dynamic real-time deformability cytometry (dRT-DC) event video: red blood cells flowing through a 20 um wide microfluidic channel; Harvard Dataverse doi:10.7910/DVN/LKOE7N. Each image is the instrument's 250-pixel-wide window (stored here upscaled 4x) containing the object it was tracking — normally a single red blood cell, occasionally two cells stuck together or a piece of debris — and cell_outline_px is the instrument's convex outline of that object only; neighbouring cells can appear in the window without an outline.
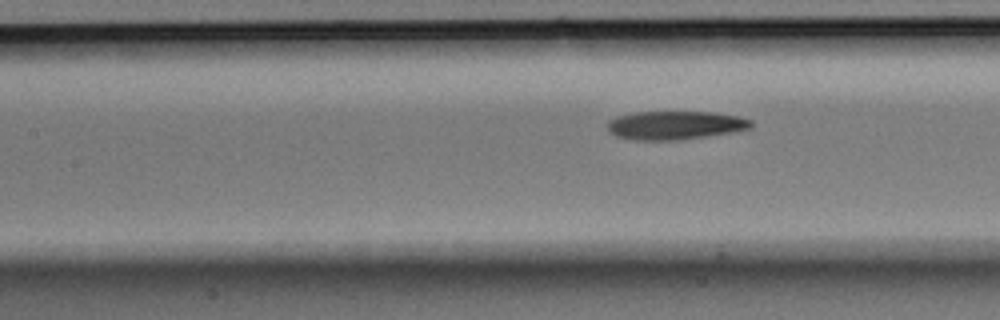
{"species": "Egyptian fruit bat (a non-hibernating species)", "species_latin": "Rousettus aegyptiacus", "temperature_condition": "room temperature", "stored_images_in_passage": 7, "segment_of_instrument_passage": [2, 2], "camera_frame_rate_fps": 3000, "um_per_image_px": 0.085, "animal": {"sex": "male"}, "frame": {"image": 1, "passage_image": 7, "time_ms": 2.0, "image_size_px": [1000, 320], "cell_outline_px": [[752, 128], [704, 136], [676, 140], [636, 140], [616, 136], [608, 128], [608, 120], [616, 116], [636, 112], [712, 112], [736, 116], [752, 120]], "centroid_in_image_um": [57.35, 10.64], "position_along_channel_um": 150.0, "area_um2": 23.52}}